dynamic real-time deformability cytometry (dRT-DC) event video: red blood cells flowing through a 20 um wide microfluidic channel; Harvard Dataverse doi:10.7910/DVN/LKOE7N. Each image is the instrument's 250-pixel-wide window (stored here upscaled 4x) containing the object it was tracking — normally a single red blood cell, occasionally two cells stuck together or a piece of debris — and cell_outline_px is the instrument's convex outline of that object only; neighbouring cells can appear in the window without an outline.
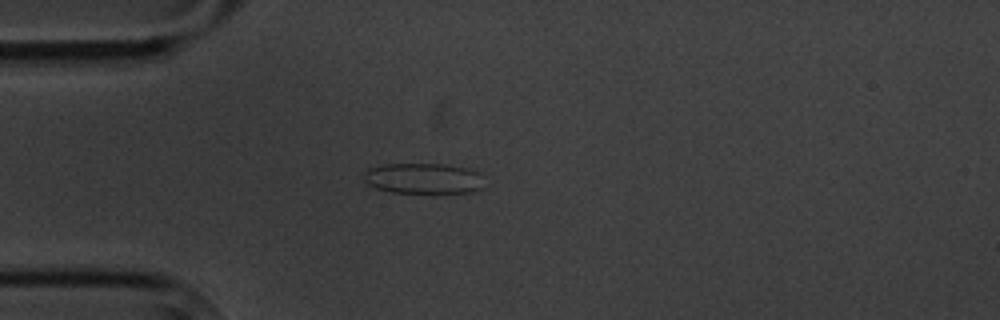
{"species": "common noctule bat (a hibernating species)", "species_latin": "Nyctalus noctula", "temperature_condition": "cold", "stored_images_in_passage": 3, "camera_frame_rate_fps": 3000, "um_per_image_px": 0.085, "animal": {"sex": "male", "body_mass_g": 20.1, "forearm_length_mm": 53.5}, "frame": {"image": 1, "passage_image": 3, "time_ms": 2.333, "image_size_px": [1000, 320], "cell_outline_px": [[480, 188], [472, 192], [436, 196], [392, 192], [376, 188], [368, 184], [364, 180], [364, 168], [384, 164], [444, 164], [468, 168], [480, 172]], "centroid_in_image_um": [35.96, 15.21], "position_along_channel_um": 49.0, "area_um2": 22.48}}